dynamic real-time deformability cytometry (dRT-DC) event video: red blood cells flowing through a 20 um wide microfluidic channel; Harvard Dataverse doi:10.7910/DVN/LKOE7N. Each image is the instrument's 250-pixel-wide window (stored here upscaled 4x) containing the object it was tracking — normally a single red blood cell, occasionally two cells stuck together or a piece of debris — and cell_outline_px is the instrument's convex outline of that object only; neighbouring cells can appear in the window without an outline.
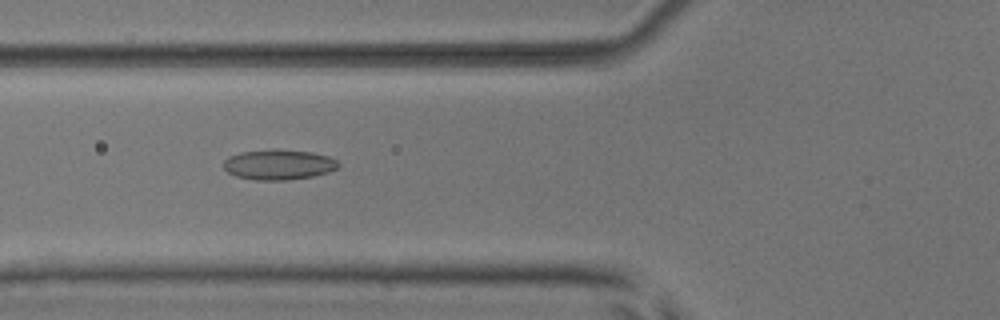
{"species": "common noctule bat (a hibernating species)", "species_latin": "Nyctalus noctula", "temperature_condition": "room temperature", "stored_images_in_passage": 52, "camera_frame_rate_fps": 3000, "um_per_image_px": 0.085, "animal": {"sex": "male", "body_mass_g": 17.9, "forearm_length_mm": 54.2}, "frame": {"image": 1, "passage_image": 20, "time_ms": 6.333, "image_size_px": [1000, 320], "cell_outline_px": [[340, 164], [336, 168], [328, 172], [312, 176], [288, 180], [256, 180], [236, 176], [228, 172], [224, 168], [224, 160], [228, 156], [240, 152], [312, 152], [328, 156], [336, 160]], "centroid_in_image_um": [23.68, 14.04], "position_along_channel_um": 102.1, "area_um2": 19.31}}
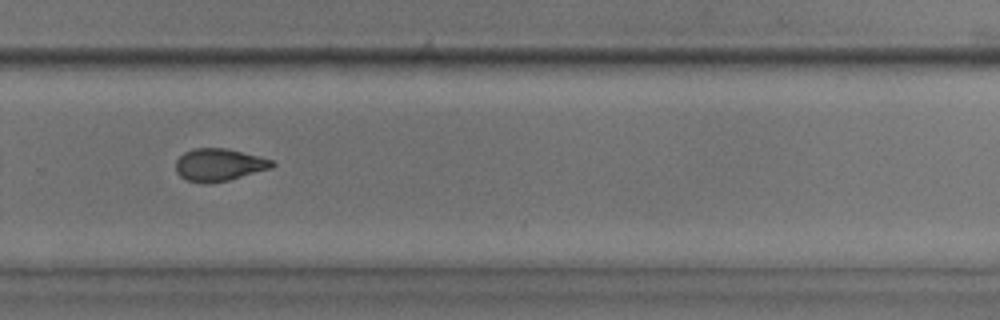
{"frame": {"image": 2, "passage_image": 36, "time_ms": 11.667, "image_size_px": [1000, 320], "cell_outline_px": [[276, 164], [272, 168], [228, 180], [208, 184], [188, 180], [180, 176], [176, 172], [176, 160], [184, 152], [196, 148], [224, 148], [272, 160]], "centroid_in_image_um": [18.6, 14.02], "position_along_channel_um": 311.2, "area_um2": 17.98}}
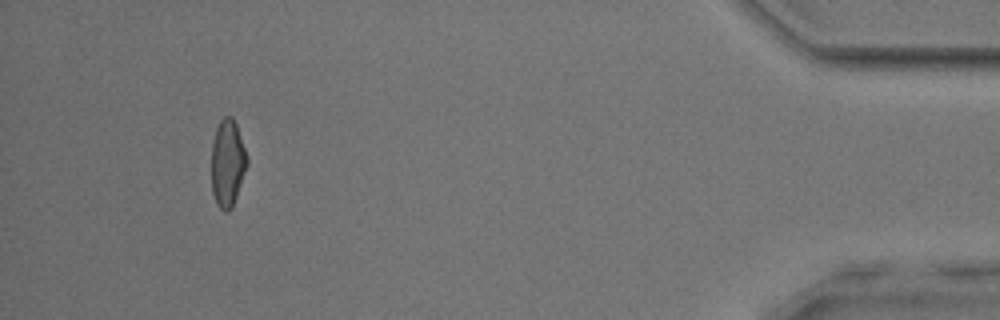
{"frame": {"image": 3, "passage_image": 49, "time_ms": 16.0, "image_size_px": [1000, 320], "cell_outline_px": [[248, 164], [232, 208], [228, 212], [224, 212], [216, 204], [212, 192], [212, 144], [216, 128], [220, 120], [224, 116], [232, 116], [236, 124], [248, 156]], "centroid_in_image_um": [19.35, 13.87], "position_along_channel_um": 415.9, "area_um2": 18.21}, "authors_computed_cell_mechanics": {"area_um2": 18.8428, "velocity_mm_per_s": 3.9349, "shape_relaxation_time_tau1_ms": null, "shape_relaxation_time_tau2_ms": 2.6596, "deformation_change_tau1": null, "deformation_change_tau2": 0.096}}